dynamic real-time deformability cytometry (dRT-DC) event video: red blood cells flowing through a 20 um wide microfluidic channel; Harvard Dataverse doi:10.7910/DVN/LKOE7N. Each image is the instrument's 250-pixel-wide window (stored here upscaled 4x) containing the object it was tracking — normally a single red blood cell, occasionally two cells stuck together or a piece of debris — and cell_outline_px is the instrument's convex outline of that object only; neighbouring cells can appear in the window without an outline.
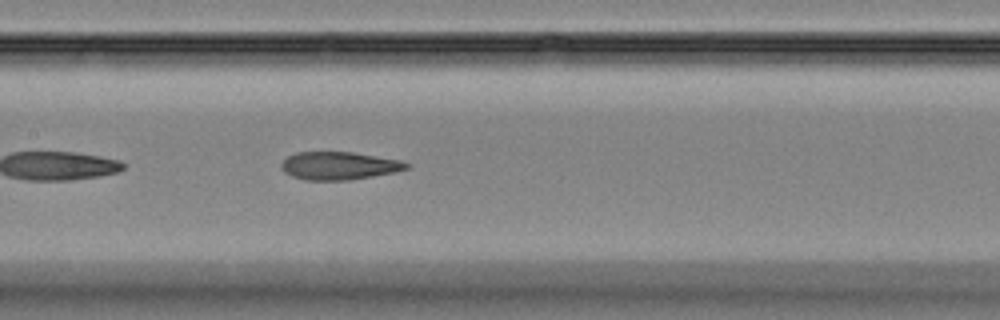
{"species": "Egyptian fruit bat (a non-hibernating species)", "species_latin": "Rousettus aegyptiacus", "temperature_condition": "room temperature", "stored_images_in_passage": 36, "camera_frame_rate_fps": 3000, "um_per_image_px": 0.085, "animal": {"sex": "female"}, "frame": {"image": 1, "passage_image": 11, "time_ms": 3.333, "image_size_px": [1000, 320], "cell_outline_px": [[412, 164], [408, 168], [396, 172], [348, 180], [304, 180], [292, 176], [284, 172], [280, 168], [280, 164], [288, 156], [296, 152], [352, 152], [404, 160]], "centroid_in_image_um": [28.85, 14.08], "position_along_channel_um": 178.6, "area_um2": 20.58}}
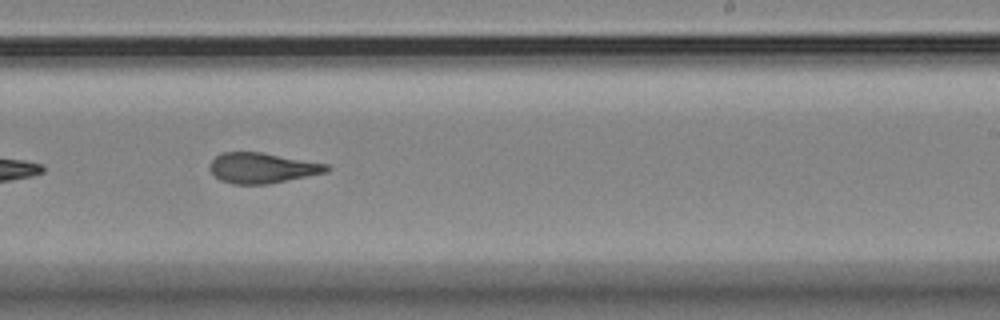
{"frame": {"image": 2, "passage_image": 18, "time_ms": 5.667, "image_size_px": [1000, 320], "cell_outline_px": [[332, 168], [328, 172], [268, 184], [232, 184], [220, 180], [208, 168], [208, 164], [220, 152], [260, 152], [328, 164]], "centroid_in_image_um": [22.28, 14.28], "position_along_channel_um": 266.7, "area_um2": 20.75}}
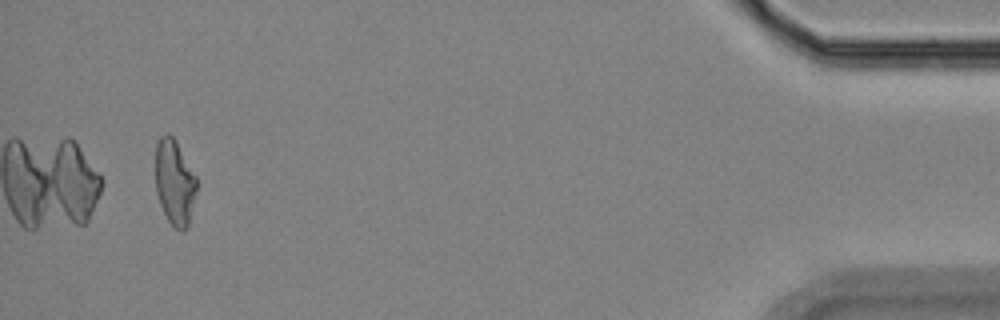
{"frame": {"image": 3, "passage_image": 36, "time_ms": 11.667, "image_size_px": [1000, 320], "cell_outline_px": [[196, 192], [188, 228], [184, 232], [180, 232], [168, 220], [160, 204], [156, 192], [156, 144], [160, 136], [168, 132], [176, 140], [196, 176]], "centroid_in_image_um": [14.85, 15.5], "position_along_channel_um": 420.4, "area_um2": 20.58}, "authors_computed_cell_mechanics": {"area_um2": 21.2704, "velocity_mm_per_s": 3.7891, "shape_relaxation_time_tau1_ms": null, "shape_relaxation_time_tau2_ms": 2.4986, "deformation_change_tau1": null, "deformation_change_tau2": 0.119}}